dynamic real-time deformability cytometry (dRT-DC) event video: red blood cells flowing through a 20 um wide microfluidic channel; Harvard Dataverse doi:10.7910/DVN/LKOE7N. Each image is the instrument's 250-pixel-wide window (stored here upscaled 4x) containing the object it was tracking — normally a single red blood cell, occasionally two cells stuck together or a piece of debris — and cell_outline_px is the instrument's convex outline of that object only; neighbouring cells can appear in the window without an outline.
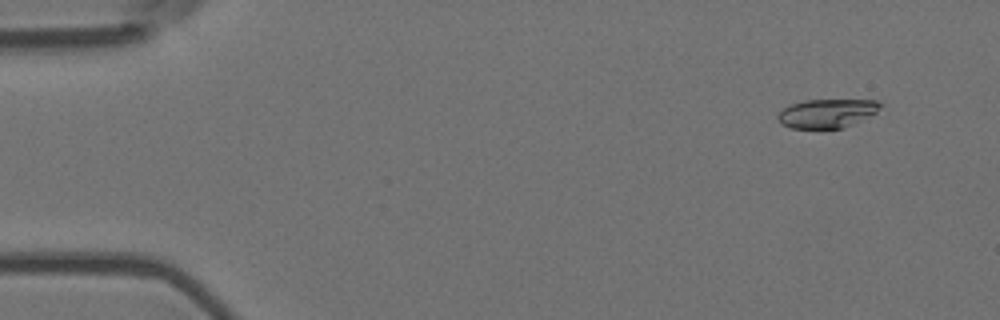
{"species": "Egyptian fruit bat (a non-hibernating species)", "species_latin": "Rousettus aegyptiacus", "temperature_condition": "room temperature", "stored_images_in_passage": 5, "camera_frame_rate_fps": 3000, "um_per_image_px": 0.085, "animal": {"sex": "female"}, "frame": {"image": 1, "passage_image": 2, "time_ms": 0.333, "image_size_px": [1000, 320], "cell_outline_px": [[880, 108], [876, 112], [852, 124], [840, 128], [792, 128], [780, 124], [776, 116], [784, 108], [792, 104], [804, 100], [876, 100], [880, 104]], "centroid_in_image_um": [70.25, 9.63], "position_along_channel_um": 14.8, "area_um2": 16.94}}
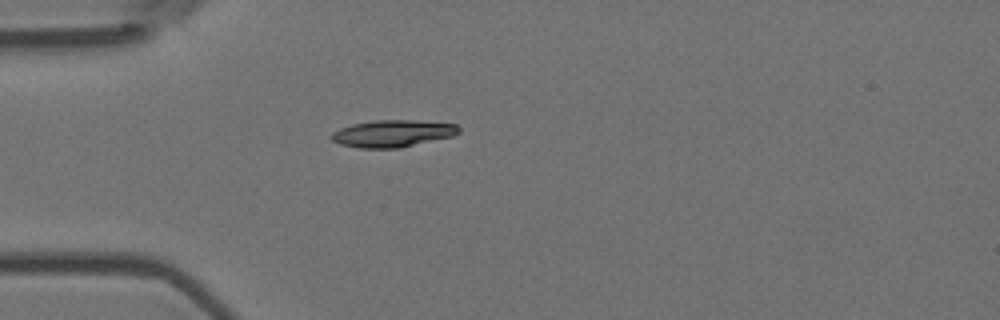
{"frame": {"image": 2, "passage_image": 5, "time_ms": 1.333, "image_size_px": [1000, 320], "cell_outline_px": [[460, 132], [452, 136], [400, 148], [360, 148], [340, 144], [332, 140], [332, 132], [340, 128], [352, 124], [376, 120], [412, 120], [456, 124], [460, 128]], "centroid_in_image_um": [33.38, 11.35], "position_along_channel_um": 51.6, "area_um2": 19.94}}